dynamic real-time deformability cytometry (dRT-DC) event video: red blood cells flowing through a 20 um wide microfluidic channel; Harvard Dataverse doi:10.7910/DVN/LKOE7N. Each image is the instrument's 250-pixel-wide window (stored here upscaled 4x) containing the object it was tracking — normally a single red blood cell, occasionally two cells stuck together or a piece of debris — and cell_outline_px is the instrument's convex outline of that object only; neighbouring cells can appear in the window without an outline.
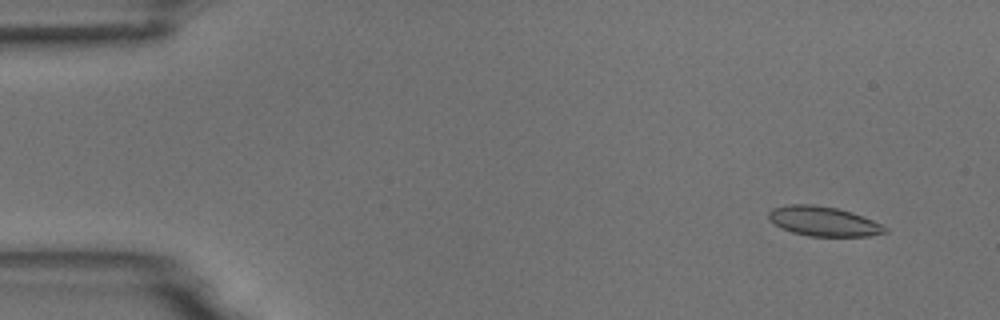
{"species": "common noctule bat (a hibernating species)", "species_latin": "Nyctalus noctula", "temperature_condition": "room temperature", "stored_images_in_passage": 7, "camera_frame_rate_fps": 3000, "um_per_image_px": 0.085, "animal": {"sex": "male", "body_mass_g": 18.8}, "frame": {"image": 1, "passage_image": 2, "time_ms": 0.333, "image_size_px": [1000, 320], "cell_outline_px": [[888, 232], [868, 236], [808, 236], [792, 232], [780, 228], [768, 220], [768, 212], [772, 208], [788, 204], [812, 204], [836, 208], [852, 212], [864, 216], [888, 228]], "centroid_in_image_um": [69.96, 18.81], "position_along_channel_um": 15.0, "area_um2": 20.23}}
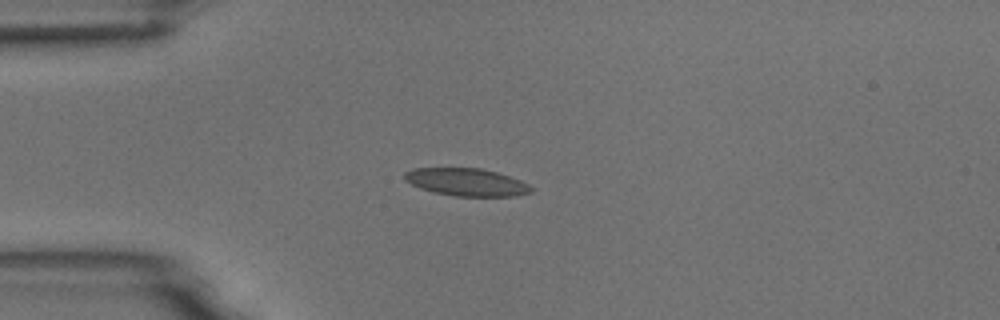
{"frame": {"image": 2, "passage_image": 5, "time_ms": 1.333, "image_size_px": [1000, 320], "cell_outline_px": [[532, 192], [516, 196], [456, 196], [432, 192], [420, 188], [404, 180], [404, 172], [412, 168], [480, 168], [496, 172], [520, 180], [528, 184], [532, 188]], "centroid_in_image_um": [39.63, 15.48], "position_along_channel_um": 45.4, "area_um2": 20.35}}
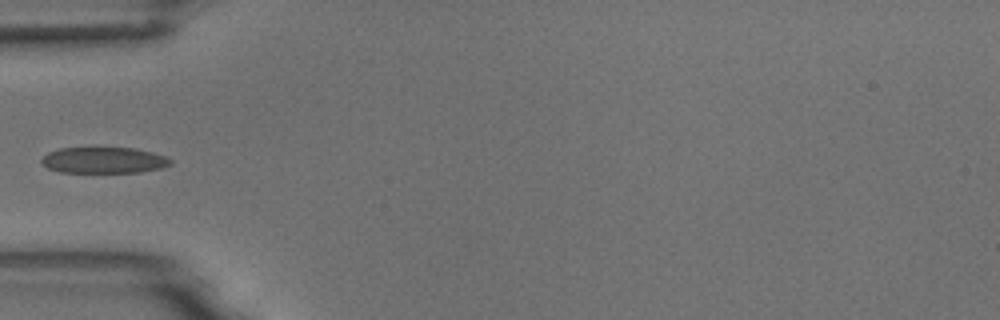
{"frame": {"image": 3, "passage_image": 6, "time_ms": 1.667, "image_size_px": [1000, 320], "cell_outline_px": [[172, 164], [160, 168], [140, 172], [60, 172], [48, 168], [40, 160], [48, 152], [60, 148], [92, 144], [136, 148], [168, 156], [172, 160]], "centroid_in_image_um": [8.82, 13.55], "position_along_channel_um": 76.2, "area_um2": 20.69}}